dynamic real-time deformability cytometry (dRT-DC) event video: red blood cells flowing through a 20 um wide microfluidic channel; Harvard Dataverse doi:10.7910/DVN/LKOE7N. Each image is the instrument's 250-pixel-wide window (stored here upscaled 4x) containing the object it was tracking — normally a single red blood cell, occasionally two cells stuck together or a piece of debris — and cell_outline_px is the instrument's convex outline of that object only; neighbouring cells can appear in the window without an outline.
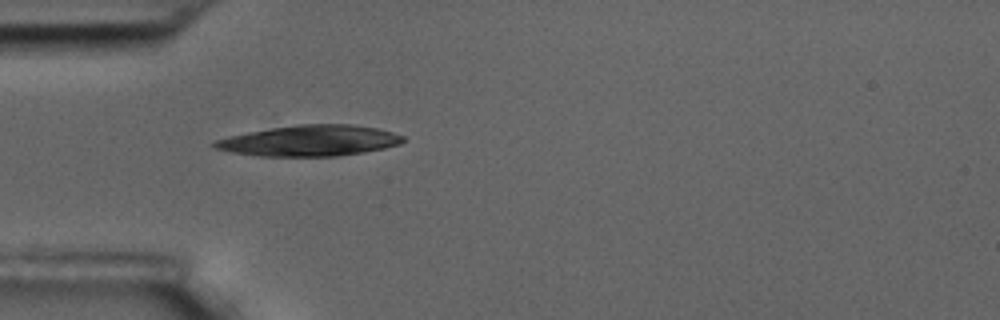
{"species": "common noctule bat (a hibernating species)", "species_latin": "Nyctalus noctula", "temperature_condition": "room temperature", "stored_images_in_passage": 5, "camera_frame_rate_fps": 3000, "um_per_image_px": 0.085, "animal": {"sex": "male", "body_mass_g": 17.5, "forearm_length_mm": 52.3}, "frame": {"image": 1, "passage_image": 5, "time_ms": 1.333, "image_size_px": [1000, 320], "cell_outline_px": [[404, 140], [400, 144], [384, 148], [364, 152], [336, 156], [260, 156], [232, 152], [212, 148], [208, 144], [216, 140], [228, 136], [248, 132], [272, 128], [300, 124], [352, 124], [376, 128], [392, 132], [404, 136]], "centroid_in_image_um": [26.29, 11.96], "position_along_channel_um": 58.7, "area_um2": 33.87}}